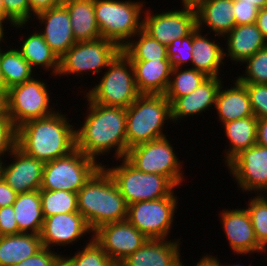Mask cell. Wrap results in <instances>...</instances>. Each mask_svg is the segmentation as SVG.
Wrapping results in <instances>:
<instances>
[{
    "label": "cell",
    "mask_w": 267,
    "mask_h": 266,
    "mask_svg": "<svg viewBox=\"0 0 267 266\" xmlns=\"http://www.w3.org/2000/svg\"><path fill=\"white\" fill-rule=\"evenodd\" d=\"M0 19H3L5 21V7L3 0H0Z\"/></svg>",
    "instance_id": "55"
},
{
    "label": "cell",
    "mask_w": 267,
    "mask_h": 266,
    "mask_svg": "<svg viewBox=\"0 0 267 266\" xmlns=\"http://www.w3.org/2000/svg\"><path fill=\"white\" fill-rule=\"evenodd\" d=\"M245 73L236 77L241 83L267 84V45L245 60Z\"/></svg>",
    "instance_id": "38"
},
{
    "label": "cell",
    "mask_w": 267,
    "mask_h": 266,
    "mask_svg": "<svg viewBox=\"0 0 267 266\" xmlns=\"http://www.w3.org/2000/svg\"><path fill=\"white\" fill-rule=\"evenodd\" d=\"M63 2L64 0H28L29 20H31L37 13L62 5Z\"/></svg>",
    "instance_id": "46"
},
{
    "label": "cell",
    "mask_w": 267,
    "mask_h": 266,
    "mask_svg": "<svg viewBox=\"0 0 267 266\" xmlns=\"http://www.w3.org/2000/svg\"><path fill=\"white\" fill-rule=\"evenodd\" d=\"M102 165L104 163L75 149L66 156L45 163L40 189L77 193Z\"/></svg>",
    "instance_id": "9"
},
{
    "label": "cell",
    "mask_w": 267,
    "mask_h": 266,
    "mask_svg": "<svg viewBox=\"0 0 267 266\" xmlns=\"http://www.w3.org/2000/svg\"><path fill=\"white\" fill-rule=\"evenodd\" d=\"M141 94H165L172 72L171 60L131 61Z\"/></svg>",
    "instance_id": "24"
},
{
    "label": "cell",
    "mask_w": 267,
    "mask_h": 266,
    "mask_svg": "<svg viewBox=\"0 0 267 266\" xmlns=\"http://www.w3.org/2000/svg\"><path fill=\"white\" fill-rule=\"evenodd\" d=\"M182 4L189 5V6H196L202 0H181Z\"/></svg>",
    "instance_id": "54"
},
{
    "label": "cell",
    "mask_w": 267,
    "mask_h": 266,
    "mask_svg": "<svg viewBox=\"0 0 267 266\" xmlns=\"http://www.w3.org/2000/svg\"><path fill=\"white\" fill-rule=\"evenodd\" d=\"M19 234L13 206L0 208V236Z\"/></svg>",
    "instance_id": "45"
},
{
    "label": "cell",
    "mask_w": 267,
    "mask_h": 266,
    "mask_svg": "<svg viewBox=\"0 0 267 266\" xmlns=\"http://www.w3.org/2000/svg\"><path fill=\"white\" fill-rule=\"evenodd\" d=\"M25 38V39H24ZM22 40V45L17 49L33 69L42 67L43 70L52 71V76H57L60 68V59L45 42L44 37L35 31Z\"/></svg>",
    "instance_id": "31"
},
{
    "label": "cell",
    "mask_w": 267,
    "mask_h": 266,
    "mask_svg": "<svg viewBox=\"0 0 267 266\" xmlns=\"http://www.w3.org/2000/svg\"><path fill=\"white\" fill-rule=\"evenodd\" d=\"M256 143L267 147V118L258 119Z\"/></svg>",
    "instance_id": "48"
},
{
    "label": "cell",
    "mask_w": 267,
    "mask_h": 266,
    "mask_svg": "<svg viewBox=\"0 0 267 266\" xmlns=\"http://www.w3.org/2000/svg\"><path fill=\"white\" fill-rule=\"evenodd\" d=\"M17 193L0 177V208L13 205Z\"/></svg>",
    "instance_id": "47"
},
{
    "label": "cell",
    "mask_w": 267,
    "mask_h": 266,
    "mask_svg": "<svg viewBox=\"0 0 267 266\" xmlns=\"http://www.w3.org/2000/svg\"><path fill=\"white\" fill-rule=\"evenodd\" d=\"M171 119V104L164 94H140L126 108V138L128 149L166 137L164 124Z\"/></svg>",
    "instance_id": "4"
},
{
    "label": "cell",
    "mask_w": 267,
    "mask_h": 266,
    "mask_svg": "<svg viewBox=\"0 0 267 266\" xmlns=\"http://www.w3.org/2000/svg\"><path fill=\"white\" fill-rule=\"evenodd\" d=\"M111 266H124L121 262H114Z\"/></svg>",
    "instance_id": "59"
},
{
    "label": "cell",
    "mask_w": 267,
    "mask_h": 266,
    "mask_svg": "<svg viewBox=\"0 0 267 266\" xmlns=\"http://www.w3.org/2000/svg\"><path fill=\"white\" fill-rule=\"evenodd\" d=\"M125 159L141 172L167 177L176 187L185 180L183 161L176 156L167 136L129 148Z\"/></svg>",
    "instance_id": "10"
},
{
    "label": "cell",
    "mask_w": 267,
    "mask_h": 266,
    "mask_svg": "<svg viewBox=\"0 0 267 266\" xmlns=\"http://www.w3.org/2000/svg\"><path fill=\"white\" fill-rule=\"evenodd\" d=\"M144 3L146 2L94 0L95 17L101 38L113 41L122 49L142 29L141 16L146 9Z\"/></svg>",
    "instance_id": "5"
},
{
    "label": "cell",
    "mask_w": 267,
    "mask_h": 266,
    "mask_svg": "<svg viewBox=\"0 0 267 266\" xmlns=\"http://www.w3.org/2000/svg\"><path fill=\"white\" fill-rule=\"evenodd\" d=\"M17 146V127L0 108V158L2 159Z\"/></svg>",
    "instance_id": "41"
},
{
    "label": "cell",
    "mask_w": 267,
    "mask_h": 266,
    "mask_svg": "<svg viewBox=\"0 0 267 266\" xmlns=\"http://www.w3.org/2000/svg\"><path fill=\"white\" fill-rule=\"evenodd\" d=\"M252 197L246 206L258 243L267 250V200L261 195Z\"/></svg>",
    "instance_id": "37"
},
{
    "label": "cell",
    "mask_w": 267,
    "mask_h": 266,
    "mask_svg": "<svg viewBox=\"0 0 267 266\" xmlns=\"http://www.w3.org/2000/svg\"><path fill=\"white\" fill-rule=\"evenodd\" d=\"M105 71L101 81L84 95L97 104L128 108L141 94L136 86L130 59L120 51Z\"/></svg>",
    "instance_id": "6"
},
{
    "label": "cell",
    "mask_w": 267,
    "mask_h": 266,
    "mask_svg": "<svg viewBox=\"0 0 267 266\" xmlns=\"http://www.w3.org/2000/svg\"><path fill=\"white\" fill-rule=\"evenodd\" d=\"M134 37L135 39L132 38L121 49L130 61L169 60L167 46L152 38L143 29Z\"/></svg>",
    "instance_id": "33"
},
{
    "label": "cell",
    "mask_w": 267,
    "mask_h": 266,
    "mask_svg": "<svg viewBox=\"0 0 267 266\" xmlns=\"http://www.w3.org/2000/svg\"><path fill=\"white\" fill-rule=\"evenodd\" d=\"M121 51V48L108 39L76 42L61 58L57 76H80L85 72L98 75Z\"/></svg>",
    "instance_id": "11"
},
{
    "label": "cell",
    "mask_w": 267,
    "mask_h": 266,
    "mask_svg": "<svg viewBox=\"0 0 267 266\" xmlns=\"http://www.w3.org/2000/svg\"><path fill=\"white\" fill-rule=\"evenodd\" d=\"M223 38L226 40L224 59L228 57L239 64L267 45L256 23L235 25Z\"/></svg>",
    "instance_id": "23"
},
{
    "label": "cell",
    "mask_w": 267,
    "mask_h": 266,
    "mask_svg": "<svg viewBox=\"0 0 267 266\" xmlns=\"http://www.w3.org/2000/svg\"><path fill=\"white\" fill-rule=\"evenodd\" d=\"M256 25L261 31L263 38L267 41V7H264L258 11Z\"/></svg>",
    "instance_id": "49"
},
{
    "label": "cell",
    "mask_w": 267,
    "mask_h": 266,
    "mask_svg": "<svg viewBox=\"0 0 267 266\" xmlns=\"http://www.w3.org/2000/svg\"><path fill=\"white\" fill-rule=\"evenodd\" d=\"M93 239L113 262H121L148 240L127 219L100 226L94 231Z\"/></svg>",
    "instance_id": "15"
},
{
    "label": "cell",
    "mask_w": 267,
    "mask_h": 266,
    "mask_svg": "<svg viewBox=\"0 0 267 266\" xmlns=\"http://www.w3.org/2000/svg\"><path fill=\"white\" fill-rule=\"evenodd\" d=\"M43 31L40 34L60 59L75 43L71 19L67 8L62 4L34 15Z\"/></svg>",
    "instance_id": "19"
},
{
    "label": "cell",
    "mask_w": 267,
    "mask_h": 266,
    "mask_svg": "<svg viewBox=\"0 0 267 266\" xmlns=\"http://www.w3.org/2000/svg\"><path fill=\"white\" fill-rule=\"evenodd\" d=\"M7 92L8 88L6 87V82L0 69V104L4 101Z\"/></svg>",
    "instance_id": "52"
},
{
    "label": "cell",
    "mask_w": 267,
    "mask_h": 266,
    "mask_svg": "<svg viewBox=\"0 0 267 266\" xmlns=\"http://www.w3.org/2000/svg\"><path fill=\"white\" fill-rule=\"evenodd\" d=\"M183 8L162 13L144 10L142 29L161 44L168 46L177 38H184L196 27V9L182 5ZM146 11V12H145Z\"/></svg>",
    "instance_id": "13"
},
{
    "label": "cell",
    "mask_w": 267,
    "mask_h": 266,
    "mask_svg": "<svg viewBox=\"0 0 267 266\" xmlns=\"http://www.w3.org/2000/svg\"><path fill=\"white\" fill-rule=\"evenodd\" d=\"M0 47V69L9 89L12 86L22 84L31 80L34 75V69L21 55L20 51L15 47H8L4 50Z\"/></svg>",
    "instance_id": "32"
},
{
    "label": "cell",
    "mask_w": 267,
    "mask_h": 266,
    "mask_svg": "<svg viewBox=\"0 0 267 266\" xmlns=\"http://www.w3.org/2000/svg\"><path fill=\"white\" fill-rule=\"evenodd\" d=\"M9 157L12 158L10 164L6 161L2 164L1 176L6 183L17 194L39 190L45 163L26 155L17 146L9 153Z\"/></svg>",
    "instance_id": "16"
},
{
    "label": "cell",
    "mask_w": 267,
    "mask_h": 266,
    "mask_svg": "<svg viewBox=\"0 0 267 266\" xmlns=\"http://www.w3.org/2000/svg\"><path fill=\"white\" fill-rule=\"evenodd\" d=\"M55 266H67L66 263L61 259Z\"/></svg>",
    "instance_id": "57"
},
{
    "label": "cell",
    "mask_w": 267,
    "mask_h": 266,
    "mask_svg": "<svg viewBox=\"0 0 267 266\" xmlns=\"http://www.w3.org/2000/svg\"><path fill=\"white\" fill-rule=\"evenodd\" d=\"M86 233L93 235L94 232L79 212H73L44 218L40 236L42 246L51 250V247L56 245H73L87 235Z\"/></svg>",
    "instance_id": "17"
},
{
    "label": "cell",
    "mask_w": 267,
    "mask_h": 266,
    "mask_svg": "<svg viewBox=\"0 0 267 266\" xmlns=\"http://www.w3.org/2000/svg\"><path fill=\"white\" fill-rule=\"evenodd\" d=\"M258 119L249 116L223 124L225 137L229 140V147L225 149L224 164L227 165L242 150H246L256 144Z\"/></svg>",
    "instance_id": "30"
},
{
    "label": "cell",
    "mask_w": 267,
    "mask_h": 266,
    "mask_svg": "<svg viewBox=\"0 0 267 266\" xmlns=\"http://www.w3.org/2000/svg\"><path fill=\"white\" fill-rule=\"evenodd\" d=\"M41 236L20 233L0 236V266H14L42 248Z\"/></svg>",
    "instance_id": "29"
},
{
    "label": "cell",
    "mask_w": 267,
    "mask_h": 266,
    "mask_svg": "<svg viewBox=\"0 0 267 266\" xmlns=\"http://www.w3.org/2000/svg\"><path fill=\"white\" fill-rule=\"evenodd\" d=\"M121 165L109 168L102 165L115 181L129 206L138 201L161 199L170 196L177 188L167 177L137 170L125 158L116 159ZM108 166V167H107Z\"/></svg>",
    "instance_id": "7"
},
{
    "label": "cell",
    "mask_w": 267,
    "mask_h": 266,
    "mask_svg": "<svg viewBox=\"0 0 267 266\" xmlns=\"http://www.w3.org/2000/svg\"><path fill=\"white\" fill-rule=\"evenodd\" d=\"M223 231L229 242L230 249L237 255L264 253L266 250L258 243L250 215L246 208L224 209L220 212Z\"/></svg>",
    "instance_id": "18"
},
{
    "label": "cell",
    "mask_w": 267,
    "mask_h": 266,
    "mask_svg": "<svg viewBox=\"0 0 267 266\" xmlns=\"http://www.w3.org/2000/svg\"><path fill=\"white\" fill-rule=\"evenodd\" d=\"M63 5L69 12L76 42L101 38L95 17L94 0H64Z\"/></svg>",
    "instance_id": "27"
},
{
    "label": "cell",
    "mask_w": 267,
    "mask_h": 266,
    "mask_svg": "<svg viewBox=\"0 0 267 266\" xmlns=\"http://www.w3.org/2000/svg\"><path fill=\"white\" fill-rule=\"evenodd\" d=\"M61 259L62 255L60 253L42 247L33 256L14 266H55Z\"/></svg>",
    "instance_id": "43"
},
{
    "label": "cell",
    "mask_w": 267,
    "mask_h": 266,
    "mask_svg": "<svg viewBox=\"0 0 267 266\" xmlns=\"http://www.w3.org/2000/svg\"><path fill=\"white\" fill-rule=\"evenodd\" d=\"M211 256H212V257H213V258L220 264V266H242V265H240L239 263L236 264V265H235V263H234V264H231V265H230V264H228V265H227V264H226V265H223V264L220 263V260H219V258H217V256H216V257L213 256V255H211Z\"/></svg>",
    "instance_id": "56"
},
{
    "label": "cell",
    "mask_w": 267,
    "mask_h": 266,
    "mask_svg": "<svg viewBox=\"0 0 267 266\" xmlns=\"http://www.w3.org/2000/svg\"><path fill=\"white\" fill-rule=\"evenodd\" d=\"M78 212L94 232L127 218L128 205L108 171L101 166L77 192Z\"/></svg>",
    "instance_id": "3"
},
{
    "label": "cell",
    "mask_w": 267,
    "mask_h": 266,
    "mask_svg": "<svg viewBox=\"0 0 267 266\" xmlns=\"http://www.w3.org/2000/svg\"><path fill=\"white\" fill-rule=\"evenodd\" d=\"M88 113L84 124L75 128L76 149L97 161L98 157L113 152L115 159L127 154L126 108L92 102L87 96Z\"/></svg>",
    "instance_id": "1"
},
{
    "label": "cell",
    "mask_w": 267,
    "mask_h": 266,
    "mask_svg": "<svg viewBox=\"0 0 267 266\" xmlns=\"http://www.w3.org/2000/svg\"><path fill=\"white\" fill-rule=\"evenodd\" d=\"M208 76L193 68H172L165 97H182L197 89Z\"/></svg>",
    "instance_id": "34"
},
{
    "label": "cell",
    "mask_w": 267,
    "mask_h": 266,
    "mask_svg": "<svg viewBox=\"0 0 267 266\" xmlns=\"http://www.w3.org/2000/svg\"><path fill=\"white\" fill-rule=\"evenodd\" d=\"M180 239H148L121 261L124 266H183Z\"/></svg>",
    "instance_id": "20"
},
{
    "label": "cell",
    "mask_w": 267,
    "mask_h": 266,
    "mask_svg": "<svg viewBox=\"0 0 267 266\" xmlns=\"http://www.w3.org/2000/svg\"><path fill=\"white\" fill-rule=\"evenodd\" d=\"M221 77H208L197 89L182 97H166L171 104V119L176 123L184 117L199 115L209 110L216 102ZM213 105V106H212Z\"/></svg>",
    "instance_id": "21"
},
{
    "label": "cell",
    "mask_w": 267,
    "mask_h": 266,
    "mask_svg": "<svg viewBox=\"0 0 267 266\" xmlns=\"http://www.w3.org/2000/svg\"><path fill=\"white\" fill-rule=\"evenodd\" d=\"M234 3L255 4L259 10L267 7V0H234Z\"/></svg>",
    "instance_id": "51"
},
{
    "label": "cell",
    "mask_w": 267,
    "mask_h": 266,
    "mask_svg": "<svg viewBox=\"0 0 267 266\" xmlns=\"http://www.w3.org/2000/svg\"><path fill=\"white\" fill-rule=\"evenodd\" d=\"M196 266H220V264L211 255L206 254L197 262Z\"/></svg>",
    "instance_id": "50"
},
{
    "label": "cell",
    "mask_w": 267,
    "mask_h": 266,
    "mask_svg": "<svg viewBox=\"0 0 267 266\" xmlns=\"http://www.w3.org/2000/svg\"><path fill=\"white\" fill-rule=\"evenodd\" d=\"M192 32L184 38H177L167 46L168 59L172 61V66L182 68L190 66L193 59ZM189 63V65H188Z\"/></svg>",
    "instance_id": "39"
},
{
    "label": "cell",
    "mask_w": 267,
    "mask_h": 266,
    "mask_svg": "<svg viewBox=\"0 0 267 266\" xmlns=\"http://www.w3.org/2000/svg\"><path fill=\"white\" fill-rule=\"evenodd\" d=\"M266 191V192H265ZM266 193V194H265ZM264 194V195H263ZM265 200H267V187L264 189L263 193L260 194Z\"/></svg>",
    "instance_id": "58"
},
{
    "label": "cell",
    "mask_w": 267,
    "mask_h": 266,
    "mask_svg": "<svg viewBox=\"0 0 267 266\" xmlns=\"http://www.w3.org/2000/svg\"><path fill=\"white\" fill-rule=\"evenodd\" d=\"M4 23H6L3 19H0V47H2L1 42H3V40L5 41L6 38H4L5 36V28L3 27Z\"/></svg>",
    "instance_id": "53"
},
{
    "label": "cell",
    "mask_w": 267,
    "mask_h": 266,
    "mask_svg": "<svg viewBox=\"0 0 267 266\" xmlns=\"http://www.w3.org/2000/svg\"><path fill=\"white\" fill-rule=\"evenodd\" d=\"M46 84L39 78L33 77L29 81L8 89L1 103V109L11 118L16 127L26 121L44 118L56 112V109L50 105L52 97Z\"/></svg>",
    "instance_id": "8"
},
{
    "label": "cell",
    "mask_w": 267,
    "mask_h": 266,
    "mask_svg": "<svg viewBox=\"0 0 267 266\" xmlns=\"http://www.w3.org/2000/svg\"><path fill=\"white\" fill-rule=\"evenodd\" d=\"M214 39L207 37V34L201 33L197 27L192 31L193 59L192 67L200 72H203L208 77H220L221 65H224V48L220 47L218 38L215 35ZM217 37V40H215ZM215 40V41H214Z\"/></svg>",
    "instance_id": "25"
},
{
    "label": "cell",
    "mask_w": 267,
    "mask_h": 266,
    "mask_svg": "<svg viewBox=\"0 0 267 266\" xmlns=\"http://www.w3.org/2000/svg\"><path fill=\"white\" fill-rule=\"evenodd\" d=\"M178 199L173 192L161 199L132 203L128 206L126 219L148 239H168Z\"/></svg>",
    "instance_id": "12"
},
{
    "label": "cell",
    "mask_w": 267,
    "mask_h": 266,
    "mask_svg": "<svg viewBox=\"0 0 267 266\" xmlns=\"http://www.w3.org/2000/svg\"><path fill=\"white\" fill-rule=\"evenodd\" d=\"M59 112L26 121L17 127V147L26 155L44 163L74 151L76 126L69 123V117L61 114V110Z\"/></svg>",
    "instance_id": "2"
},
{
    "label": "cell",
    "mask_w": 267,
    "mask_h": 266,
    "mask_svg": "<svg viewBox=\"0 0 267 266\" xmlns=\"http://www.w3.org/2000/svg\"><path fill=\"white\" fill-rule=\"evenodd\" d=\"M226 167L243 192L260 195L267 187V147L256 143L242 150Z\"/></svg>",
    "instance_id": "14"
},
{
    "label": "cell",
    "mask_w": 267,
    "mask_h": 266,
    "mask_svg": "<svg viewBox=\"0 0 267 266\" xmlns=\"http://www.w3.org/2000/svg\"><path fill=\"white\" fill-rule=\"evenodd\" d=\"M62 259L67 266H111L114 263L95 242L93 235L82 250L75 253L72 257L70 255H62Z\"/></svg>",
    "instance_id": "36"
},
{
    "label": "cell",
    "mask_w": 267,
    "mask_h": 266,
    "mask_svg": "<svg viewBox=\"0 0 267 266\" xmlns=\"http://www.w3.org/2000/svg\"><path fill=\"white\" fill-rule=\"evenodd\" d=\"M230 88H224L221 84L215 102L219 121L223 125L226 122L254 116L249 93L244 84L235 80Z\"/></svg>",
    "instance_id": "26"
},
{
    "label": "cell",
    "mask_w": 267,
    "mask_h": 266,
    "mask_svg": "<svg viewBox=\"0 0 267 266\" xmlns=\"http://www.w3.org/2000/svg\"><path fill=\"white\" fill-rule=\"evenodd\" d=\"M15 220L20 233L40 235L44 215L41 208L39 190L18 193L14 204Z\"/></svg>",
    "instance_id": "28"
},
{
    "label": "cell",
    "mask_w": 267,
    "mask_h": 266,
    "mask_svg": "<svg viewBox=\"0 0 267 266\" xmlns=\"http://www.w3.org/2000/svg\"><path fill=\"white\" fill-rule=\"evenodd\" d=\"M5 7V21L11 26L23 28L29 22L28 0H3Z\"/></svg>",
    "instance_id": "40"
},
{
    "label": "cell",
    "mask_w": 267,
    "mask_h": 266,
    "mask_svg": "<svg viewBox=\"0 0 267 266\" xmlns=\"http://www.w3.org/2000/svg\"><path fill=\"white\" fill-rule=\"evenodd\" d=\"M259 9L255 4L234 3V16L236 25L256 23Z\"/></svg>",
    "instance_id": "44"
},
{
    "label": "cell",
    "mask_w": 267,
    "mask_h": 266,
    "mask_svg": "<svg viewBox=\"0 0 267 266\" xmlns=\"http://www.w3.org/2000/svg\"><path fill=\"white\" fill-rule=\"evenodd\" d=\"M2 164H3V160L0 158V177L2 175Z\"/></svg>",
    "instance_id": "60"
},
{
    "label": "cell",
    "mask_w": 267,
    "mask_h": 266,
    "mask_svg": "<svg viewBox=\"0 0 267 266\" xmlns=\"http://www.w3.org/2000/svg\"><path fill=\"white\" fill-rule=\"evenodd\" d=\"M44 218L56 214L78 212L77 193L65 190L39 189Z\"/></svg>",
    "instance_id": "35"
},
{
    "label": "cell",
    "mask_w": 267,
    "mask_h": 266,
    "mask_svg": "<svg viewBox=\"0 0 267 266\" xmlns=\"http://www.w3.org/2000/svg\"><path fill=\"white\" fill-rule=\"evenodd\" d=\"M245 85L251 108L257 119L267 118V84L242 83Z\"/></svg>",
    "instance_id": "42"
},
{
    "label": "cell",
    "mask_w": 267,
    "mask_h": 266,
    "mask_svg": "<svg viewBox=\"0 0 267 266\" xmlns=\"http://www.w3.org/2000/svg\"><path fill=\"white\" fill-rule=\"evenodd\" d=\"M194 7L197 28L201 31L207 26L210 32L223 38L236 25L234 0H202Z\"/></svg>",
    "instance_id": "22"
}]
</instances>
